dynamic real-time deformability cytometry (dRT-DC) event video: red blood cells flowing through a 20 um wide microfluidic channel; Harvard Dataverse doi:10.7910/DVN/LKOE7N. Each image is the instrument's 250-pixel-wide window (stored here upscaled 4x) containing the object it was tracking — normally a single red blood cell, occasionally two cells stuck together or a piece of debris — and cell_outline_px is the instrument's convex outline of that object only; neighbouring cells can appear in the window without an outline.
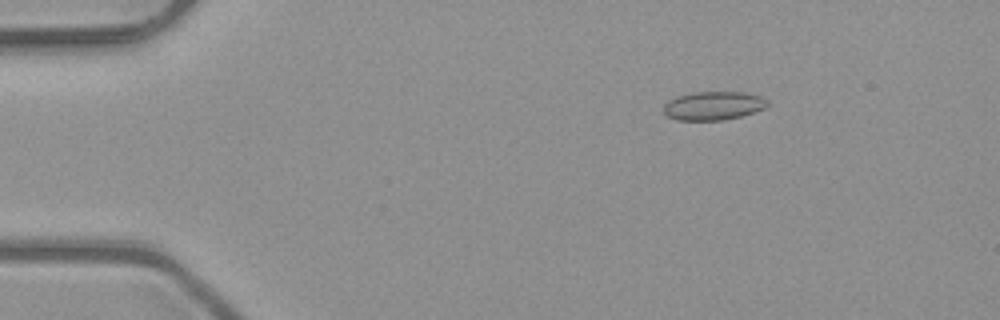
{"species": "common noctule bat (a hibernating species)", "species_latin": "Nyctalus noctula", "temperature_condition": "room temperature", "stored_images_in_passage": 4, "camera_frame_rate_fps": 3000, "um_per_image_px": 0.085, "animal": {"sex": "male", "body_mass_g": 23.1, "forearm_length_mm": 52.7}, "frame": {"image": 1, "passage_image": 2, "time_ms": 0.333, "image_size_px": [1000, 320], "cell_outline_px": [[768, 104], [764, 108], [740, 116], [724, 120], [676, 120], [668, 116], [664, 112], [664, 104], [668, 100], [676, 96], [696, 92], [744, 92], [760, 96], [768, 100]], "centroid_in_image_um": [60.62, 8.98], "position_along_channel_um": 24.4, "area_um2": 17.22}}